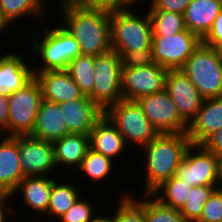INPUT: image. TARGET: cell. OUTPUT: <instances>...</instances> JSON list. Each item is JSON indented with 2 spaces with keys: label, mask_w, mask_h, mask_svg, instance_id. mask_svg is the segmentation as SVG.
<instances>
[{
  "label": "cell",
  "mask_w": 222,
  "mask_h": 222,
  "mask_svg": "<svg viewBox=\"0 0 222 222\" xmlns=\"http://www.w3.org/2000/svg\"><path fill=\"white\" fill-rule=\"evenodd\" d=\"M70 131L64 121L60 104L42 99L32 133V137L53 142Z\"/></svg>",
  "instance_id": "23"
},
{
  "label": "cell",
  "mask_w": 222,
  "mask_h": 222,
  "mask_svg": "<svg viewBox=\"0 0 222 222\" xmlns=\"http://www.w3.org/2000/svg\"><path fill=\"white\" fill-rule=\"evenodd\" d=\"M196 222H222V189L217 188L208 198Z\"/></svg>",
  "instance_id": "35"
},
{
  "label": "cell",
  "mask_w": 222,
  "mask_h": 222,
  "mask_svg": "<svg viewBox=\"0 0 222 222\" xmlns=\"http://www.w3.org/2000/svg\"><path fill=\"white\" fill-rule=\"evenodd\" d=\"M43 99L39 81L34 77L23 88L8 96V123L4 136L30 135Z\"/></svg>",
  "instance_id": "7"
},
{
  "label": "cell",
  "mask_w": 222,
  "mask_h": 222,
  "mask_svg": "<svg viewBox=\"0 0 222 222\" xmlns=\"http://www.w3.org/2000/svg\"><path fill=\"white\" fill-rule=\"evenodd\" d=\"M95 56L79 55L73 59L67 67V72L83 95L89 96L93 92L95 81Z\"/></svg>",
  "instance_id": "30"
},
{
  "label": "cell",
  "mask_w": 222,
  "mask_h": 222,
  "mask_svg": "<svg viewBox=\"0 0 222 222\" xmlns=\"http://www.w3.org/2000/svg\"><path fill=\"white\" fill-rule=\"evenodd\" d=\"M52 191V177L51 176H32V177H24L20 182L15 191L11 194V216L15 215L18 216L19 211L14 206L16 205L14 202L16 199L20 198L22 207L27 210L29 216L28 220H31L32 217H39L38 219H42L47 214L49 202H50V195ZM19 195V196H18ZM28 207V208H27ZM15 208V209H14ZM29 209V211H28ZM35 212V213H34ZM13 213V214H12Z\"/></svg>",
  "instance_id": "14"
},
{
  "label": "cell",
  "mask_w": 222,
  "mask_h": 222,
  "mask_svg": "<svg viewBox=\"0 0 222 222\" xmlns=\"http://www.w3.org/2000/svg\"><path fill=\"white\" fill-rule=\"evenodd\" d=\"M222 41V10L214 20V24L208 34L202 39V43L215 48Z\"/></svg>",
  "instance_id": "39"
},
{
  "label": "cell",
  "mask_w": 222,
  "mask_h": 222,
  "mask_svg": "<svg viewBox=\"0 0 222 222\" xmlns=\"http://www.w3.org/2000/svg\"><path fill=\"white\" fill-rule=\"evenodd\" d=\"M93 92L88 96L103 111L122 99L121 80L122 62L121 56L111 50L108 53L95 56L94 60Z\"/></svg>",
  "instance_id": "8"
},
{
  "label": "cell",
  "mask_w": 222,
  "mask_h": 222,
  "mask_svg": "<svg viewBox=\"0 0 222 222\" xmlns=\"http://www.w3.org/2000/svg\"><path fill=\"white\" fill-rule=\"evenodd\" d=\"M17 143L20 151V163L23 177L63 176L67 178V175L69 177V173H65L66 176L64 173L61 175L57 174L59 170L55 163L52 142L38 139L31 135H18Z\"/></svg>",
  "instance_id": "10"
},
{
  "label": "cell",
  "mask_w": 222,
  "mask_h": 222,
  "mask_svg": "<svg viewBox=\"0 0 222 222\" xmlns=\"http://www.w3.org/2000/svg\"><path fill=\"white\" fill-rule=\"evenodd\" d=\"M193 0H148L141 5L147 9V11H165L172 13L184 14L187 6ZM148 5V7H147Z\"/></svg>",
  "instance_id": "37"
},
{
  "label": "cell",
  "mask_w": 222,
  "mask_h": 222,
  "mask_svg": "<svg viewBox=\"0 0 222 222\" xmlns=\"http://www.w3.org/2000/svg\"><path fill=\"white\" fill-rule=\"evenodd\" d=\"M167 71L156 63L138 68H122V99L138 100L162 91Z\"/></svg>",
  "instance_id": "13"
},
{
  "label": "cell",
  "mask_w": 222,
  "mask_h": 222,
  "mask_svg": "<svg viewBox=\"0 0 222 222\" xmlns=\"http://www.w3.org/2000/svg\"><path fill=\"white\" fill-rule=\"evenodd\" d=\"M217 53L222 58V41L215 47Z\"/></svg>",
  "instance_id": "46"
},
{
  "label": "cell",
  "mask_w": 222,
  "mask_h": 222,
  "mask_svg": "<svg viewBox=\"0 0 222 222\" xmlns=\"http://www.w3.org/2000/svg\"><path fill=\"white\" fill-rule=\"evenodd\" d=\"M36 219H37V218H34V220L32 219L31 221H28V220L25 221V220H24L23 222H27V221H28V222H44V221L41 220V219H37V220H36ZM18 222H20V220H19Z\"/></svg>",
  "instance_id": "47"
},
{
  "label": "cell",
  "mask_w": 222,
  "mask_h": 222,
  "mask_svg": "<svg viewBox=\"0 0 222 222\" xmlns=\"http://www.w3.org/2000/svg\"><path fill=\"white\" fill-rule=\"evenodd\" d=\"M74 2L90 7H105L108 9L129 8L139 4L136 0H73Z\"/></svg>",
  "instance_id": "38"
},
{
  "label": "cell",
  "mask_w": 222,
  "mask_h": 222,
  "mask_svg": "<svg viewBox=\"0 0 222 222\" xmlns=\"http://www.w3.org/2000/svg\"><path fill=\"white\" fill-rule=\"evenodd\" d=\"M47 4V0H0V9L11 24L17 23L19 27L18 22L25 21V18L26 21H28L27 19L32 17V20L38 19V21H36L37 26L43 19L44 22L47 20L46 15L47 18L48 16L51 17L46 13V10H48L46 8L49 7ZM20 19H22V21Z\"/></svg>",
  "instance_id": "27"
},
{
  "label": "cell",
  "mask_w": 222,
  "mask_h": 222,
  "mask_svg": "<svg viewBox=\"0 0 222 222\" xmlns=\"http://www.w3.org/2000/svg\"><path fill=\"white\" fill-rule=\"evenodd\" d=\"M26 53H18L17 49L3 52L0 56V94L10 96L13 92L23 88L34 77L33 61L30 58L28 47ZM23 55H22V54ZM26 54V56H24ZM28 54V55H27ZM24 56V57H23ZM28 56V57H27ZM29 60H28V59ZM32 62V63H31Z\"/></svg>",
  "instance_id": "16"
},
{
  "label": "cell",
  "mask_w": 222,
  "mask_h": 222,
  "mask_svg": "<svg viewBox=\"0 0 222 222\" xmlns=\"http://www.w3.org/2000/svg\"><path fill=\"white\" fill-rule=\"evenodd\" d=\"M218 186H193L188 201L180 213L188 222H196L202 214L204 204Z\"/></svg>",
  "instance_id": "33"
},
{
  "label": "cell",
  "mask_w": 222,
  "mask_h": 222,
  "mask_svg": "<svg viewBox=\"0 0 222 222\" xmlns=\"http://www.w3.org/2000/svg\"><path fill=\"white\" fill-rule=\"evenodd\" d=\"M11 195L0 192V222H11ZM8 202V203H7ZM10 213V214H9ZM10 218H9V216ZM9 218V220H8Z\"/></svg>",
  "instance_id": "41"
},
{
  "label": "cell",
  "mask_w": 222,
  "mask_h": 222,
  "mask_svg": "<svg viewBox=\"0 0 222 222\" xmlns=\"http://www.w3.org/2000/svg\"><path fill=\"white\" fill-rule=\"evenodd\" d=\"M146 117L160 133H187L188 124L180 117L176 104L165 89L139 98Z\"/></svg>",
  "instance_id": "12"
},
{
  "label": "cell",
  "mask_w": 222,
  "mask_h": 222,
  "mask_svg": "<svg viewBox=\"0 0 222 222\" xmlns=\"http://www.w3.org/2000/svg\"><path fill=\"white\" fill-rule=\"evenodd\" d=\"M105 115L116 126L126 145L135 150L133 152L139 151L160 134L137 100L120 99L105 111Z\"/></svg>",
  "instance_id": "5"
},
{
  "label": "cell",
  "mask_w": 222,
  "mask_h": 222,
  "mask_svg": "<svg viewBox=\"0 0 222 222\" xmlns=\"http://www.w3.org/2000/svg\"><path fill=\"white\" fill-rule=\"evenodd\" d=\"M115 164L116 162L113 161L111 158L106 157L100 153H97L93 151L91 148H89L86 152L85 157L83 158L81 162V165L75 171L76 175H74V177L76 176L77 178V176L80 174L81 177L78 176L77 179L81 178L82 180L83 178L84 180L87 178V181H86L87 183L91 180L90 181L91 183L89 182V184H91L90 185L91 187L93 185L95 186V184L98 185V183L99 184L101 183L102 185H104V183L102 182L105 181V184H106L108 179L110 180L111 176L113 177L115 175V178H119V177H116V174H115L116 173L115 169H118L115 167L116 166Z\"/></svg>",
  "instance_id": "26"
},
{
  "label": "cell",
  "mask_w": 222,
  "mask_h": 222,
  "mask_svg": "<svg viewBox=\"0 0 222 222\" xmlns=\"http://www.w3.org/2000/svg\"><path fill=\"white\" fill-rule=\"evenodd\" d=\"M105 210H107L108 211V213H107V211H105ZM104 212L105 213H107V214H103L102 213V210H101V213H99L95 218H94V220L92 221V222H113V215H112V213L108 210V207H107V209H104ZM109 212H110V214H109Z\"/></svg>",
  "instance_id": "44"
},
{
  "label": "cell",
  "mask_w": 222,
  "mask_h": 222,
  "mask_svg": "<svg viewBox=\"0 0 222 222\" xmlns=\"http://www.w3.org/2000/svg\"><path fill=\"white\" fill-rule=\"evenodd\" d=\"M48 21L39 24V30L29 32V38H26L29 39L26 41L30 44L29 53L34 61V75L38 72L67 70L68 64L81 55L79 44L69 31L60 22H52L50 26L47 24Z\"/></svg>",
  "instance_id": "3"
},
{
  "label": "cell",
  "mask_w": 222,
  "mask_h": 222,
  "mask_svg": "<svg viewBox=\"0 0 222 222\" xmlns=\"http://www.w3.org/2000/svg\"><path fill=\"white\" fill-rule=\"evenodd\" d=\"M191 190L192 186L174 175L164 181L151 194L163 205L180 210L188 201Z\"/></svg>",
  "instance_id": "29"
},
{
  "label": "cell",
  "mask_w": 222,
  "mask_h": 222,
  "mask_svg": "<svg viewBox=\"0 0 222 222\" xmlns=\"http://www.w3.org/2000/svg\"><path fill=\"white\" fill-rule=\"evenodd\" d=\"M83 196V197H82ZM86 195H81L75 203L56 222H92L100 211L96 212L95 205ZM85 197V198H84ZM94 205V206H93Z\"/></svg>",
  "instance_id": "34"
},
{
  "label": "cell",
  "mask_w": 222,
  "mask_h": 222,
  "mask_svg": "<svg viewBox=\"0 0 222 222\" xmlns=\"http://www.w3.org/2000/svg\"><path fill=\"white\" fill-rule=\"evenodd\" d=\"M153 35H174L186 30L183 14L165 11H148Z\"/></svg>",
  "instance_id": "31"
},
{
  "label": "cell",
  "mask_w": 222,
  "mask_h": 222,
  "mask_svg": "<svg viewBox=\"0 0 222 222\" xmlns=\"http://www.w3.org/2000/svg\"><path fill=\"white\" fill-rule=\"evenodd\" d=\"M141 7L137 4L129 8L110 9L112 50L120 56L125 52L152 49L151 20L147 9L145 11L143 7V12Z\"/></svg>",
  "instance_id": "4"
},
{
  "label": "cell",
  "mask_w": 222,
  "mask_h": 222,
  "mask_svg": "<svg viewBox=\"0 0 222 222\" xmlns=\"http://www.w3.org/2000/svg\"><path fill=\"white\" fill-rule=\"evenodd\" d=\"M60 109L70 133L74 134L89 135L96 123L105 115V111L86 95L61 103Z\"/></svg>",
  "instance_id": "17"
},
{
  "label": "cell",
  "mask_w": 222,
  "mask_h": 222,
  "mask_svg": "<svg viewBox=\"0 0 222 222\" xmlns=\"http://www.w3.org/2000/svg\"><path fill=\"white\" fill-rule=\"evenodd\" d=\"M201 43L202 39L188 29L174 35H153L154 63L167 70L181 69Z\"/></svg>",
  "instance_id": "9"
},
{
  "label": "cell",
  "mask_w": 222,
  "mask_h": 222,
  "mask_svg": "<svg viewBox=\"0 0 222 222\" xmlns=\"http://www.w3.org/2000/svg\"><path fill=\"white\" fill-rule=\"evenodd\" d=\"M218 188L222 189V155L218 156Z\"/></svg>",
  "instance_id": "45"
},
{
  "label": "cell",
  "mask_w": 222,
  "mask_h": 222,
  "mask_svg": "<svg viewBox=\"0 0 222 222\" xmlns=\"http://www.w3.org/2000/svg\"><path fill=\"white\" fill-rule=\"evenodd\" d=\"M222 128V97L204 99L196 117L188 125L191 144L201 145L210 135Z\"/></svg>",
  "instance_id": "19"
},
{
  "label": "cell",
  "mask_w": 222,
  "mask_h": 222,
  "mask_svg": "<svg viewBox=\"0 0 222 222\" xmlns=\"http://www.w3.org/2000/svg\"><path fill=\"white\" fill-rule=\"evenodd\" d=\"M12 26H14V25H12V24L8 21V19L4 16L2 10L0 9V39H1V37H2L5 33H7V34L9 33V32H6V31L8 30V28L11 29ZM3 31H4V32H3ZM2 33H4V34H2Z\"/></svg>",
  "instance_id": "43"
},
{
  "label": "cell",
  "mask_w": 222,
  "mask_h": 222,
  "mask_svg": "<svg viewBox=\"0 0 222 222\" xmlns=\"http://www.w3.org/2000/svg\"><path fill=\"white\" fill-rule=\"evenodd\" d=\"M139 4L142 3V2H145L147 0H136Z\"/></svg>",
  "instance_id": "49"
},
{
  "label": "cell",
  "mask_w": 222,
  "mask_h": 222,
  "mask_svg": "<svg viewBox=\"0 0 222 222\" xmlns=\"http://www.w3.org/2000/svg\"><path fill=\"white\" fill-rule=\"evenodd\" d=\"M129 196L143 209L146 222H188L179 209L163 205L152 194L130 193Z\"/></svg>",
  "instance_id": "28"
},
{
  "label": "cell",
  "mask_w": 222,
  "mask_h": 222,
  "mask_svg": "<svg viewBox=\"0 0 222 222\" xmlns=\"http://www.w3.org/2000/svg\"><path fill=\"white\" fill-rule=\"evenodd\" d=\"M180 70L204 99L222 97V58L215 48L201 43Z\"/></svg>",
  "instance_id": "6"
},
{
  "label": "cell",
  "mask_w": 222,
  "mask_h": 222,
  "mask_svg": "<svg viewBox=\"0 0 222 222\" xmlns=\"http://www.w3.org/2000/svg\"><path fill=\"white\" fill-rule=\"evenodd\" d=\"M62 1H73V0H57V1H55V2H62Z\"/></svg>",
  "instance_id": "48"
},
{
  "label": "cell",
  "mask_w": 222,
  "mask_h": 222,
  "mask_svg": "<svg viewBox=\"0 0 222 222\" xmlns=\"http://www.w3.org/2000/svg\"><path fill=\"white\" fill-rule=\"evenodd\" d=\"M130 190L133 189L128 187L123 193L121 190V193L116 194L117 196L120 195V197L116 198L115 196L117 202L114 199L116 204H114L115 207H112L113 222H146L143 209L129 196Z\"/></svg>",
  "instance_id": "32"
},
{
  "label": "cell",
  "mask_w": 222,
  "mask_h": 222,
  "mask_svg": "<svg viewBox=\"0 0 222 222\" xmlns=\"http://www.w3.org/2000/svg\"><path fill=\"white\" fill-rule=\"evenodd\" d=\"M56 4L61 16L59 22L62 21L61 25L78 42L81 55L97 56L112 50L110 9L84 6L74 1Z\"/></svg>",
  "instance_id": "1"
},
{
  "label": "cell",
  "mask_w": 222,
  "mask_h": 222,
  "mask_svg": "<svg viewBox=\"0 0 222 222\" xmlns=\"http://www.w3.org/2000/svg\"><path fill=\"white\" fill-rule=\"evenodd\" d=\"M35 77L47 101L61 104L84 96L66 70L38 72Z\"/></svg>",
  "instance_id": "21"
},
{
  "label": "cell",
  "mask_w": 222,
  "mask_h": 222,
  "mask_svg": "<svg viewBox=\"0 0 222 222\" xmlns=\"http://www.w3.org/2000/svg\"><path fill=\"white\" fill-rule=\"evenodd\" d=\"M52 144L54 147L55 163L59 172L62 171V168V172H69L70 176H73L81 165L87 150L90 148L89 135L70 133L53 141Z\"/></svg>",
  "instance_id": "22"
},
{
  "label": "cell",
  "mask_w": 222,
  "mask_h": 222,
  "mask_svg": "<svg viewBox=\"0 0 222 222\" xmlns=\"http://www.w3.org/2000/svg\"><path fill=\"white\" fill-rule=\"evenodd\" d=\"M190 186H218V156L202 145L190 144L176 174Z\"/></svg>",
  "instance_id": "11"
},
{
  "label": "cell",
  "mask_w": 222,
  "mask_h": 222,
  "mask_svg": "<svg viewBox=\"0 0 222 222\" xmlns=\"http://www.w3.org/2000/svg\"><path fill=\"white\" fill-rule=\"evenodd\" d=\"M123 68H138L154 64L152 49L125 52L121 56Z\"/></svg>",
  "instance_id": "36"
},
{
  "label": "cell",
  "mask_w": 222,
  "mask_h": 222,
  "mask_svg": "<svg viewBox=\"0 0 222 222\" xmlns=\"http://www.w3.org/2000/svg\"><path fill=\"white\" fill-rule=\"evenodd\" d=\"M164 89L176 104L180 117L189 125L200 110L204 98L180 69L167 71Z\"/></svg>",
  "instance_id": "15"
},
{
  "label": "cell",
  "mask_w": 222,
  "mask_h": 222,
  "mask_svg": "<svg viewBox=\"0 0 222 222\" xmlns=\"http://www.w3.org/2000/svg\"><path fill=\"white\" fill-rule=\"evenodd\" d=\"M89 145L93 151L111 158L116 163L122 162V155L126 158L127 153H130L127 151L130 148L126 145L123 136L106 115L96 123L90 132Z\"/></svg>",
  "instance_id": "18"
},
{
  "label": "cell",
  "mask_w": 222,
  "mask_h": 222,
  "mask_svg": "<svg viewBox=\"0 0 222 222\" xmlns=\"http://www.w3.org/2000/svg\"><path fill=\"white\" fill-rule=\"evenodd\" d=\"M8 97L0 94V132L7 128L8 123Z\"/></svg>",
  "instance_id": "42"
},
{
  "label": "cell",
  "mask_w": 222,
  "mask_h": 222,
  "mask_svg": "<svg viewBox=\"0 0 222 222\" xmlns=\"http://www.w3.org/2000/svg\"><path fill=\"white\" fill-rule=\"evenodd\" d=\"M221 10L222 0H193L183 14L185 26L203 39Z\"/></svg>",
  "instance_id": "24"
},
{
  "label": "cell",
  "mask_w": 222,
  "mask_h": 222,
  "mask_svg": "<svg viewBox=\"0 0 222 222\" xmlns=\"http://www.w3.org/2000/svg\"><path fill=\"white\" fill-rule=\"evenodd\" d=\"M17 136L0 137V192L11 195L23 179Z\"/></svg>",
  "instance_id": "20"
},
{
  "label": "cell",
  "mask_w": 222,
  "mask_h": 222,
  "mask_svg": "<svg viewBox=\"0 0 222 222\" xmlns=\"http://www.w3.org/2000/svg\"><path fill=\"white\" fill-rule=\"evenodd\" d=\"M71 177L73 176H70L69 179H72L73 181H69L64 178L62 179L61 177H52V191L50 195L49 207L45 217H42V220H45V222H56V220L65 214L75 203V201L82 195V192L80 191H83V189H78L79 185L75 184V178ZM71 181L73 183H71ZM44 218L49 220L46 221L47 219Z\"/></svg>",
  "instance_id": "25"
},
{
  "label": "cell",
  "mask_w": 222,
  "mask_h": 222,
  "mask_svg": "<svg viewBox=\"0 0 222 222\" xmlns=\"http://www.w3.org/2000/svg\"><path fill=\"white\" fill-rule=\"evenodd\" d=\"M201 145L216 156L222 155V128L210 135Z\"/></svg>",
  "instance_id": "40"
},
{
  "label": "cell",
  "mask_w": 222,
  "mask_h": 222,
  "mask_svg": "<svg viewBox=\"0 0 222 222\" xmlns=\"http://www.w3.org/2000/svg\"><path fill=\"white\" fill-rule=\"evenodd\" d=\"M190 144L187 133H164L137 151L142 153L140 158H143V162L139 164L143 169L140 172L145 176L143 187L138 189V192L141 191L139 194H151L174 176Z\"/></svg>",
  "instance_id": "2"
}]
</instances>
